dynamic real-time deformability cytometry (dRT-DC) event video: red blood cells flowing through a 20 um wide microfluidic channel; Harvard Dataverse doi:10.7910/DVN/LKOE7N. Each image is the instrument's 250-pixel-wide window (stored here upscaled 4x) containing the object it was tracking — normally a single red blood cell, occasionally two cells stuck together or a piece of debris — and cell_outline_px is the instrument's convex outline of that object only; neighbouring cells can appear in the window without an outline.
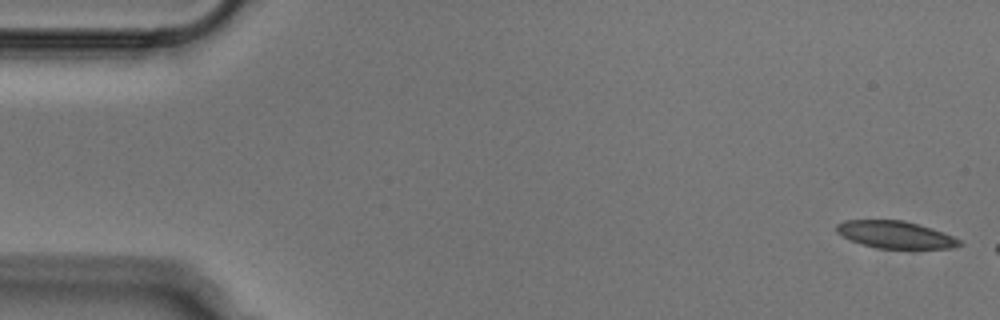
{"species": "Egyptian fruit bat (a non-hibernating species)", "species_latin": "Rousettus aegyptiacus", "temperature_condition": "cold", "stored_images_in_passage": 7, "camera_frame_rate_fps": 3000, "um_per_image_px": 0.085, "animal": {"sex": "male"}, "frame": {"image": 1, "passage_image": 1, "time_ms": 0.0, "image_size_px": [1000, 320], "cell_outline_px": [[964, 244], [952, 248], [876, 248], [860, 244], [836, 232], [836, 224], [844, 220], [904, 220], [920, 224], [944, 232], [960, 240]], "centroid_in_image_um": [76.12, 19.94], "position_along_channel_um": 8.9, "area_um2": 19.54}}